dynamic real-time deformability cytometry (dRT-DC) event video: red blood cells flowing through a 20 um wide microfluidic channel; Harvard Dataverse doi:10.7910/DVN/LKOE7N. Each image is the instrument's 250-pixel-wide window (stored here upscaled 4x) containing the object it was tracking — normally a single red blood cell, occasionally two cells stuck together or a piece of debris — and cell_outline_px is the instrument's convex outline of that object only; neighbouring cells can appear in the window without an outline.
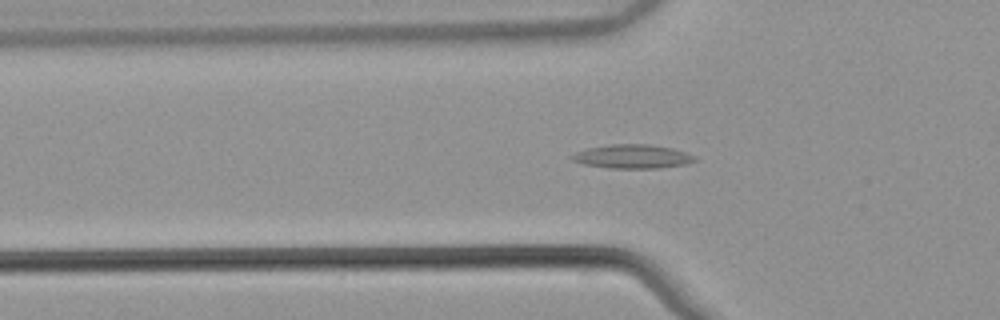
{"species": "common noctule bat (a hibernating species)", "species_latin": "Nyctalus noctula", "temperature_condition": "warm", "stored_images_in_passage": 55, "camera_frame_rate_fps": 3000, "um_per_image_px": 0.085, "animal": {"sex": "male", "body_mass_g": 21.5, "forearm_length_mm": 52.0}, "frame": {"image": 1, "passage_image": 19, "time_ms": 6.0, "image_size_px": [1000, 320], "cell_outline_px": [[696, 160], [684, 164], [660, 168], [608, 168], [584, 164], [572, 160], [568, 156], [576, 152], [588, 148], [612, 144], [648, 144], [672, 148], [696, 156]], "centroid_in_image_um": [53.73, 13.3], "position_along_channel_um": 72.1, "area_um2": 16.99}}
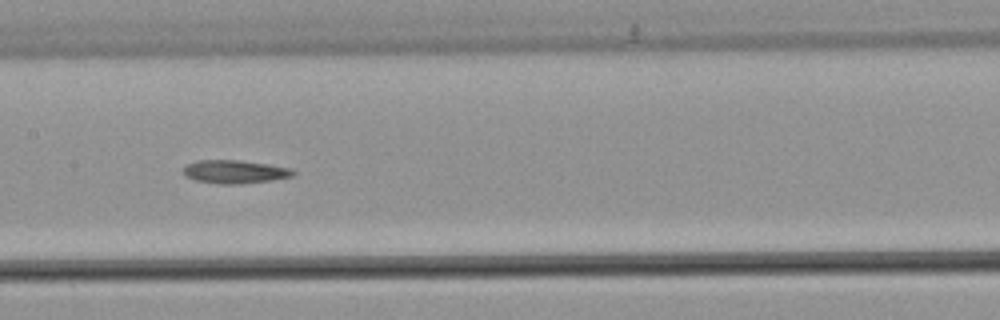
{"frame": {"image": 2, "passage_image": 28, "time_ms": 9.0, "image_size_px": [1000, 320], "cell_outline_px": [[296, 172], [292, 176], [272, 180], [236, 184], [220, 184], [196, 180], [184, 176], [184, 168], [188, 164], [196, 160], [240, 160], [268, 164], [292, 168]], "centroid_in_image_um": [19.97, 14.59], "position_along_channel_um": 187.4, "area_um2": 14.85}}
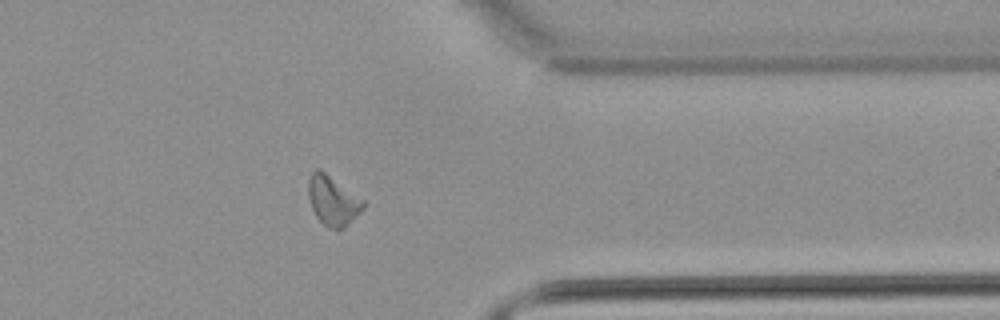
{"frame": {"image": 3, "passage_image": 44, "time_ms": 14.333, "image_size_px": [1000, 320], "cell_outline_px": [[364, 208], [344, 228], [328, 228], [316, 216], [312, 208], [308, 196], [308, 180], [312, 172], [316, 168], [320, 168], [364, 200]], "centroid_in_image_um": [28.27, 17.02], "position_along_channel_um": 383.1, "area_um2": 15.72}}